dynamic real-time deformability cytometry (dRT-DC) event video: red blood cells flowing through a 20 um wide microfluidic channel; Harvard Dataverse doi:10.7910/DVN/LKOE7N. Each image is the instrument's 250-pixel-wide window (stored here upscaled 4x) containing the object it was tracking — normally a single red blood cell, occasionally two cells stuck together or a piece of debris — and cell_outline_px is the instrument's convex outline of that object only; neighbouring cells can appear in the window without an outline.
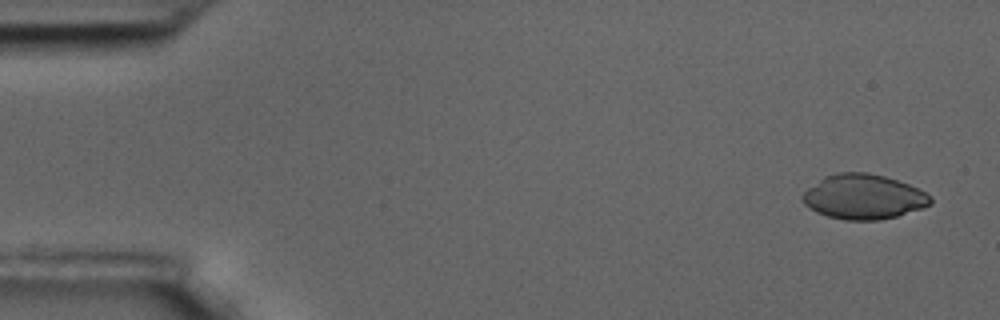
{"species": "common noctule bat (a hibernating species)", "species_latin": "Nyctalus noctula", "temperature_condition": "room temperature", "stored_images_in_passage": 56, "camera_frame_rate_fps": 3000, "um_per_image_px": 0.085, "animal": {"sex": "male", "body_mass_g": 17.5, "forearm_length_mm": 52.3}, "frame": {"image": 1, "passage_image": 1, "time_ms": 0.0, "image_size_px": [1000, 320], "cell_outline_px": [[932, 204], [924, 208], [896, 216], [880, 220], [844, 220], [828, 216], [816, 212], [804, 204], [800, 196], [808, 188], [824, 176], [836, 172], [868, 172], [884, 176], [908, 184], [932, 196]], "centroid_in_image_um": [73.39, 16.73], "position_along_channel_um": 11.6, "area_um2": 33.52}}